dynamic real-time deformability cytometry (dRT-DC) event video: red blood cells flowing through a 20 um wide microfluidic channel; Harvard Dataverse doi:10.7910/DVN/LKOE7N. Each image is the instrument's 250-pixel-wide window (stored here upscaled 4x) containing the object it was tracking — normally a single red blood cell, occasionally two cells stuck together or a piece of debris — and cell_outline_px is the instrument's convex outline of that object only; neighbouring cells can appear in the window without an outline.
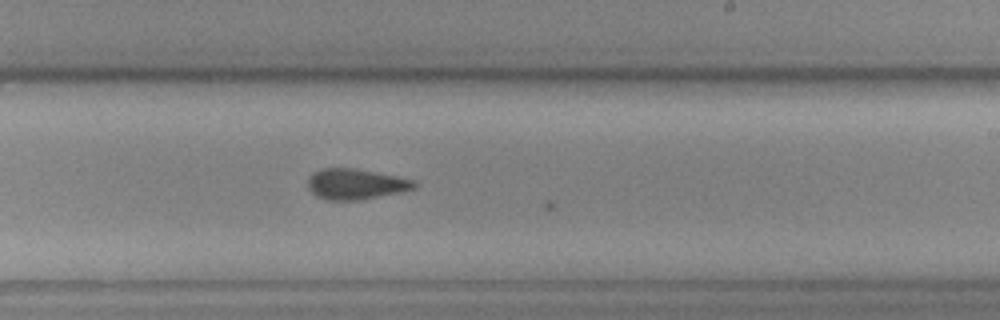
{"species": "common noctule bat (a hibernating species)", "species_latin": "Nyctalus noctula", "temperature_condition": "cold", "stored_images_in_passage": 18, "camera_frame_rate_fps": 3000, "um_per_image_px": 0.085, "animal": {"sex": "female", "body_mass_g": 19.3, "forearm_length_mm": 54.1}, "frame": {"image": 1, "passage_image": 16, "time_ms": 5.0, "image_size_px": [1000, 320], "cell_outline_px": [[416, 188], [360, 200], [328, 200], [316, 196], [308, 188], [308, 176], [312, 172], [320, 168], [352, 168], [412, 180], [416, 184]], "centroid_in_image_um": [30.13, 15.65], "position_along_channel_um": 258.9, "area_um2": 18.61}}